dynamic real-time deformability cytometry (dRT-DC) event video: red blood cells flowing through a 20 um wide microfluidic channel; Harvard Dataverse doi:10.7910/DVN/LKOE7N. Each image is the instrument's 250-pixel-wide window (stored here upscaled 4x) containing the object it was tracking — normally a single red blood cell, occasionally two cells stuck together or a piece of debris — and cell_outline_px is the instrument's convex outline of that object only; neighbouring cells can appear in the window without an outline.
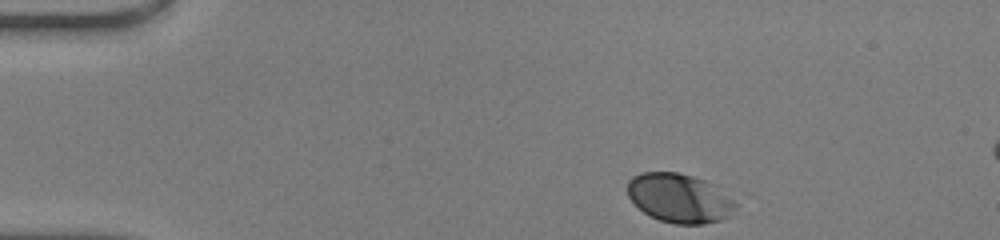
{"species": "human", "species_latin": "Homo sapiens", "temperature_condition": "warm", "stored_images_in_passage": 33, "camera_frame_rate_fps": 3000, "um_per_image_px": 0.085, "donor": {"sex": "male"}, "frame": {"image": 1, "passage_image": 1, "time_ms": 0.0, "image_size_px": [1000, 240], "cell_outline_px": [[740, 204], [728, 216], [720, 220], [704, 224], [676, 224], [660, 220], [644, 212], [628, 196], [628, 180], [632, 176], [640, 172], [680, 172], [716, 184]], "centroid_in_image_um": [57.8, 16.82], "position_along_channel_um": 27.2, "area_um2": 31.15}}
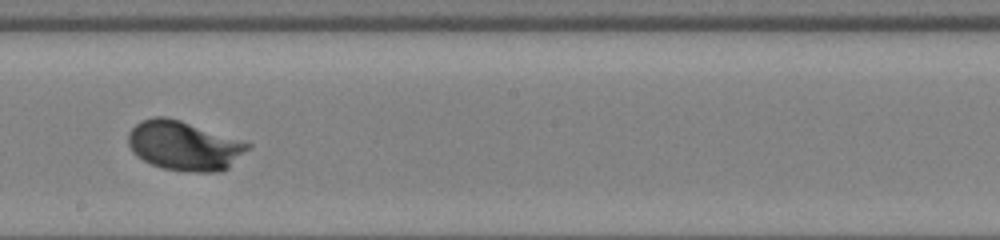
{"frame": {"image": 2, "passage_image": 21, "time_ms": 6.667, "image_size_px": [1000, 240], "cell_outline_px": [[252, 148], [228, 168], [220, 172], [188, 172], [164, 168], [152, 164], [136, 156], [132, 152], [128, 144], [128, 132], [140, 120], [156, 116], [164, 116], [180, 120], [252, 144]], "centroid_in_image_um": [15.65, 12.39], "position_along_channel_um": 232.5, "area_um2": 34.51}}
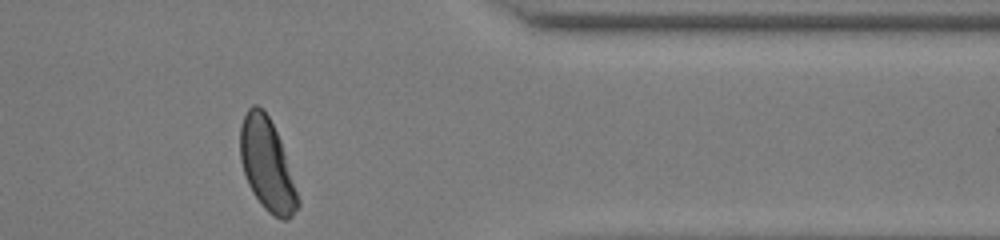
{"frame": {"image": 3, "passage_image": 33, "time_ms": 10.667, "image_size_px": [1000, 240], "cell_outline_px": [[300, 204], [292, 216], [288, 220], [280, 220], [268, 212], [264, 208], [252, 192], [248, 184], [240, 160], [240, 124], [248, 108], [252, 104], [256, 104], [264, 108], [280, 140], [300, 200]], "centroid_in_image_um": [22.68, 14.01], "position_along_channel_um": 388.7, "area_um2": 30.87}, "authors_computed_cell_mechanics": {"area_um2": 32.4836, "velocity_mm_per_s": 4.2837, "shape_relaxation_time_tau1_ms": 1.6767, "shape_relaxation_time_tau2_ms": null, "deformation_change_tau1": 0.1338, "deformation_change_tau2": null}}